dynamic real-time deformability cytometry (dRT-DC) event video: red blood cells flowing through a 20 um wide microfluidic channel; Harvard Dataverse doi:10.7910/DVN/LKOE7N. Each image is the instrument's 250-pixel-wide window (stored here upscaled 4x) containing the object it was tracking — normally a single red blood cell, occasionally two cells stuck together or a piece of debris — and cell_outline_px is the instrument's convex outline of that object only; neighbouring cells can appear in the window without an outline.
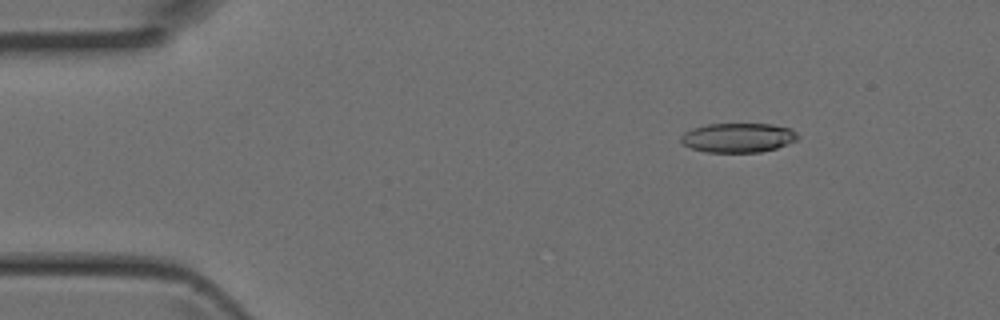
{"species": "Egyptian fruit bat (a non-hibernating species)", "species_latin": "Rousettus aegyptiacus", "temperature_condition": "room temperature", "stored_images_in_passage": 5, "camera_frame_rate_fps": 3000, "um_per_image_px": 0.085, "animal": {"sex": "female"}, "frame": {"image": 1, "passage_image": 2, "time_ms": 0.333, "image_size_px": [1000, 320], "cell_outline_px": [[800, 136], [796, 140], [788, 144], [776, 148], [760, 152], [708, 152], [692, 148], [684, 144], [680, 140], [680, 136], [684, 132], [692, 128], [708, 124], [772, 124], [792, 128]], "centroid_in_image_um": [62.76, 11.69], "position_along_channel_um": 22.2, "area_um2": 20.06}}